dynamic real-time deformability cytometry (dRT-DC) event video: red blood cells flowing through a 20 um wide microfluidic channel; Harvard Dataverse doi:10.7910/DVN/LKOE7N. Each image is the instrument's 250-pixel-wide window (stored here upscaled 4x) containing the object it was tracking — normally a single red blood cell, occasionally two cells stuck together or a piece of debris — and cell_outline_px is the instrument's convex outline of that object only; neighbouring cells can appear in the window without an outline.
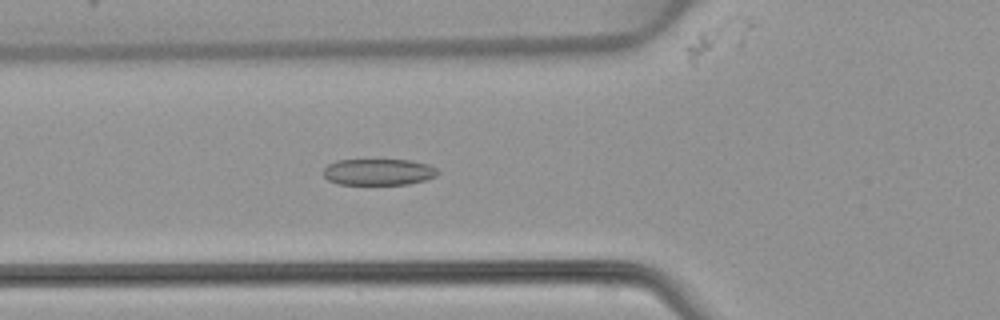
{"species": "common noctule bat (a hibernating species)", "species_latin": "Nyctalus noctula", "temperature_condition": "warm", "stored_images_in_passage": 50, "camera_frame_rate_fps": 3000, "um_per_image_px": 0.085, "animal": {"sex": "female", "body_mass_g": 22.7, "forearm_length_mm": 54.2}, "frame": {"image": 1, "passage_image": 18, "time_ms": 5.667, "image_size_px": [1000, 320], "cell_outline_px": [[440, 172], [436, 176], [424, 180], [408, 184], [340, 184], [328, 180], [324, 176], [324, 168], [328, 164], [336, 160], [412, 160], [428, 164], [436, 168]], "centroid_in_image_um": [32.18, 14.61], "position_along_channel_um": 93.6, "area_um2": 17.57}}
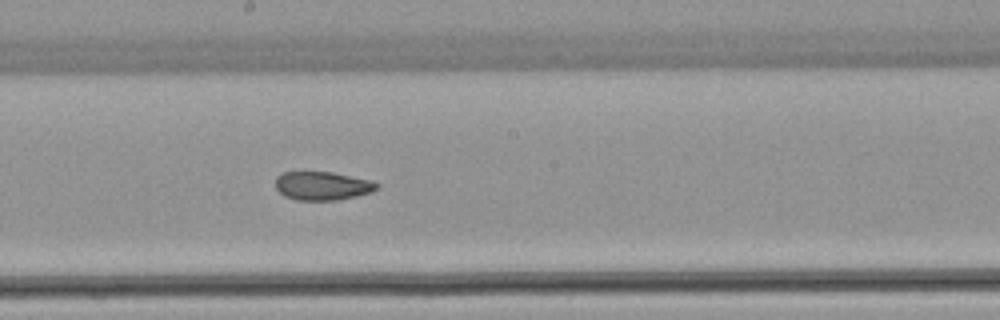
{"frame": {"image": 2, "passage_image": 27, "time_ms": 8.667, "image_size_px": [1000, 320], "cell_outline_px": [[380, 188], [372, 192], [356, 196], [336, 200], [296, 200], [284, 196], [276, 188], [276, 176], [280, 172], [332, 172], [372, 180], [380, 184]], "centroid_in_image_um": [27.43, 15.79], "position_along_channel_um": 220.8, "area_um2": 17.05}}
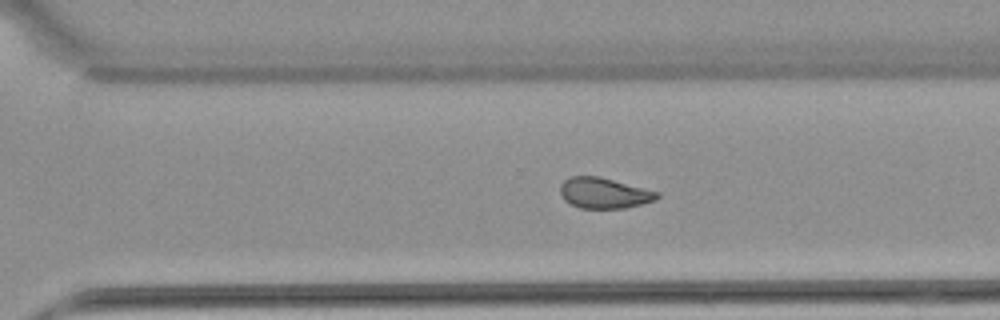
{"frame": {"image": 3, "passage_image": 34, "time_ms": 11.0, "image_size_px": [1000, 320], "cell_outline_px": [[660, 196], [656, 200], [624, 208], [580, 208], [564, 200], [560, 196], [560, 184], [568, 176], [600, 176], [660, 192]], "centroid_in_image_um": [51.33, 16.39], "position_along_channel_um": 319.3, "area_um2": 17.46}}